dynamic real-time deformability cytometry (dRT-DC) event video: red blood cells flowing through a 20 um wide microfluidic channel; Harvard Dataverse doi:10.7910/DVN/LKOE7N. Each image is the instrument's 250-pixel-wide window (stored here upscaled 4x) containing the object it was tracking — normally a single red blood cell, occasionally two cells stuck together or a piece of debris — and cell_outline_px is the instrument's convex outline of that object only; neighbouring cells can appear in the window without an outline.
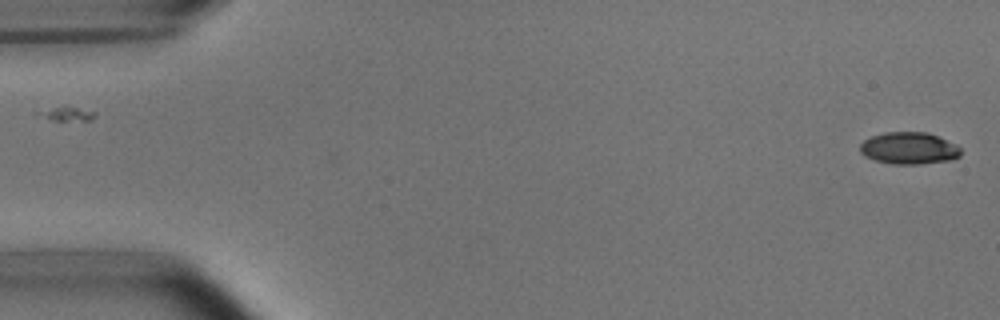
{"species": "common noctule bat (a hibernating species)", "species_latin": "Nyctalus noctula", "temperature_condition": "room temperature", "stored_images_in_passage": 52, "camera_frame_rate_fps": 3000, "um_per_image_px": 0.085, "animal": {"sex": "male", "body_mass_g": 15.6}, "frame": {"image": 1, "passage_image": 1, "time_ms": 0.0, "image_size_px": [1000, 320], "cell_outline_px": [[960, 156], [952, 160], [920, 164], [892, 164], [876, 160], [864, 156], [860, 152], [860, 144], [864, 140], [872, 136], [884, 132], [928, 132], [956, 144], [960, 148]], "centroid_in_image_um": [77.27, 12.6], "position_along_channel_um": 7.7, "area_um2": 18.84}}
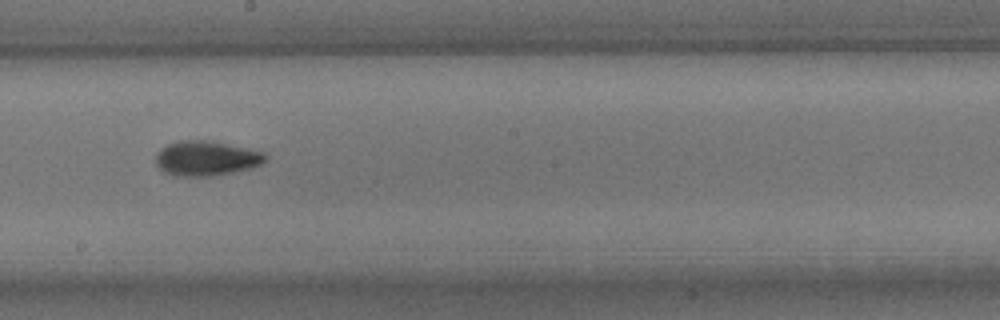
{"frame": {"image": 2, "passage_image": 29, "time_ms": 9.333, "image_size_px": [1000, 320], "cell_outline_px": [[268, 160], [264, 164], [252, 168], [232, 172], [208, 176], [172, 176], [164, 172], [156, 164], [156, 152], [168, 144], [176, 140], [204, 140], [264, 152], [268, 156]], "centroid_in_image_um": [17.53, 13.47], "position_along_channel_um": 230.7, "area_um2": 22.25}}
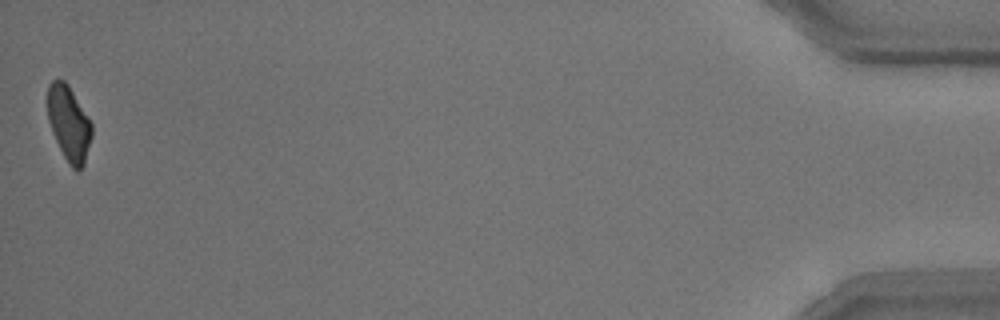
{"frame": {"image": 3, "passage_image": 52, "time_ms": 17.0, "image_size_px": [1000, 320], "cell_outline_px": [[92, 136], [84, 164], [80, 168], [72, 168], [68, 164], [56, 140], [48, 120], [48, 84], [52, 80], [64, 80], [68, 84], [92, 124]], "centroid_in_image_um": [5.86, 10.47], "position_along_channel_um": 429.3, "area_um2": 18.96}, "authors_computed_cell_mechanics": {"area_um2": 20.3456, "velocity_mm_per_s": 3.8095, "shape_relaxation_time_tau1_ms": 3.7884, "shape_relaxation_time_tau2_ms": 2.1329, "deformation_change_tau1": 0.146, "deformation_change_tau2": 0.0853}}